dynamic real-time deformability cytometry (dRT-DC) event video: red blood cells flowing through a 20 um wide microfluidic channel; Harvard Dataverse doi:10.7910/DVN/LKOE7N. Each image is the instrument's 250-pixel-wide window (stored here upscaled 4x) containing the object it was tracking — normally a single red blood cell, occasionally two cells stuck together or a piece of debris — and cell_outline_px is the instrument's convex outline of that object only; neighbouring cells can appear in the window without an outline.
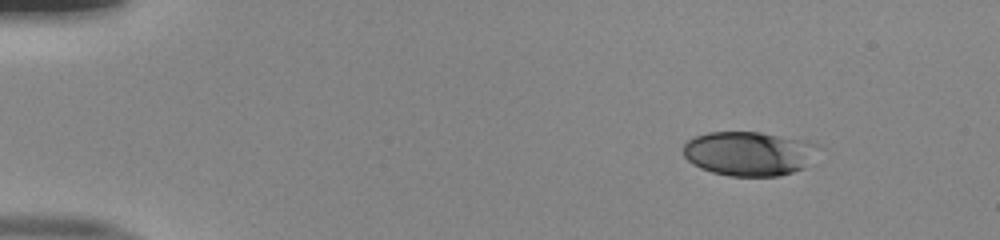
{"species": "human", "species_latin": "Homo sapiens", "temperature_condition": "room temperature", "stored_images_in_passage": 46, "camera_frame_rate_fps": 3000, "um_per_image_px": 0.085, "donor": {"sex": "male"}, "frame": {"image": 1, "passage_image": 1, "time_ms": 0.0, "image_size_px": [1000, 240], "cell_outline_px": [[824, 148], [804, 168], [780, 176], [728, 176], [712, 172], [700, 168], [692, 164], [684, 156], [684, 144], [688, 140], [696, 136], [708, 132], [760, 132], [808, 140], [820, 144]], "centroid_in_image_um": [63.75, 13.04], "position_along_channel_um": 21.3, "area_um2": 35.49}}
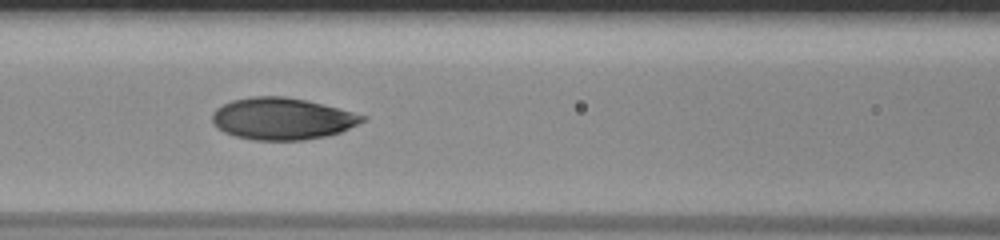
{"frame": {"image": 2, "passage_image": 18, "time_ms": 5.667, "image_size_px": [1000, 240], "cell_outline_px": [[368, 116], [364, 120], [340, 132], [328, 136], [304, 140], [252, 140], [236, 136], [224, 132], [216, 128], [212, 124], [212, 112], [216, 108], [232, 100], [252, 96], [284, 96], [304, 100]], "centroid_in_image_um": [23.92, 10.1], "position_along_channel_um": 142.7, "area_um2": 36.47}}
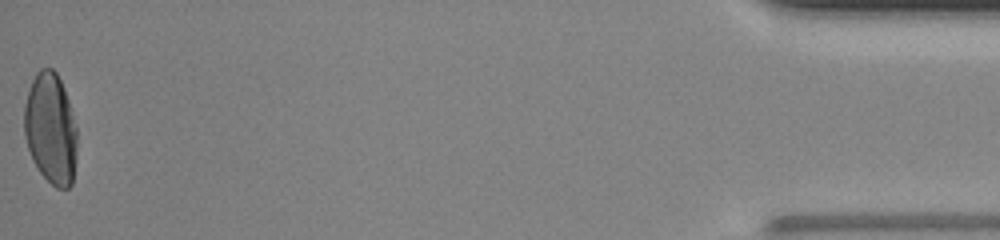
{"frame": {"image": 3, "passage_image": 46, "time_ms": 15.0, "image_size_px": [1000, 240], "cell_outline_px": [[76, 156], [72, 184], [68, 188], [56, 188], [40, 172], [32, 160], [24, 136], [24, 104], [32, 80], [36, 72], [40, 68], [52, 68], [56, 72], [64, 88], [68, 100], [76, 128]], "centroid_in_image_um": [4.29, 10.93], "position_along_channel_um": 430.9, "area_um2": 34.16}, "authors_computed_cell_mechanics": {"area_um2": 35.8071, "velocity_mm_per_s": 4.0277, "shape_relaxation_time_tau1_ms": 6.0698, "shape_relaxation_time_tau2_ms": 0.8525, "deformation_change_tau1": 0.212, "deformation_change_tau2": 0.0446}}